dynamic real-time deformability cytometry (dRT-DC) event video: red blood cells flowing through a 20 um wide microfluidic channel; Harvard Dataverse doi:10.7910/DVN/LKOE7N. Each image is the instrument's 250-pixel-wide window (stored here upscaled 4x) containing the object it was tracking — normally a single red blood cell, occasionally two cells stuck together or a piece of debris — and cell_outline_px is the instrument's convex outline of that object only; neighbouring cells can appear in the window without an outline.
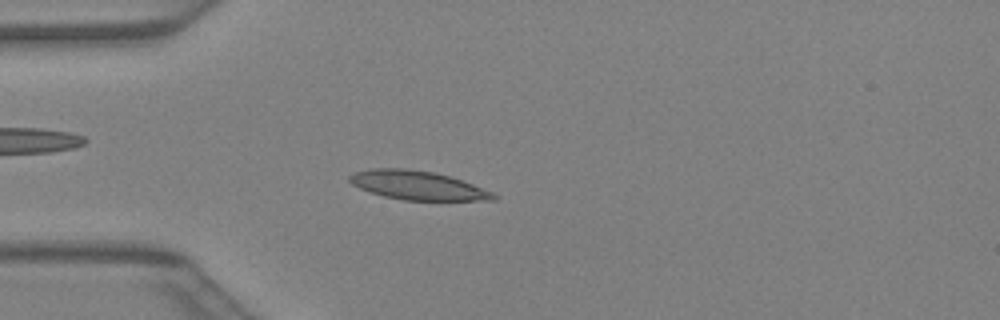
{"species": "Egyptian fruit bat (a non-hibernating species)", "species_latin": "Rousettus aegyptiacus", "temperature_condition": "warm", "stored_images_in_passage": 37, "camera_frame_rate_fps": 3000, "um_per_image_px": 0.085, "animal": {"sex": "female"}, "frame": {"image": 1, "passage_image": 11, "time_ms": 3.333, "image_size_px": [1000, 320], "cell_outline_px": [[496, 200], [404, 200], [384, 196], [360, 188], [352, 184], [348, 180], [348, 176], [352, 172], [372, 168], [408, 168], [432, 172], [452, 176], [492, 192], [496, 196]], "centroid_in_image_um": [35.46, 15.74], "position_along_channel_um": 49.5, "area_um2": 24.16}}
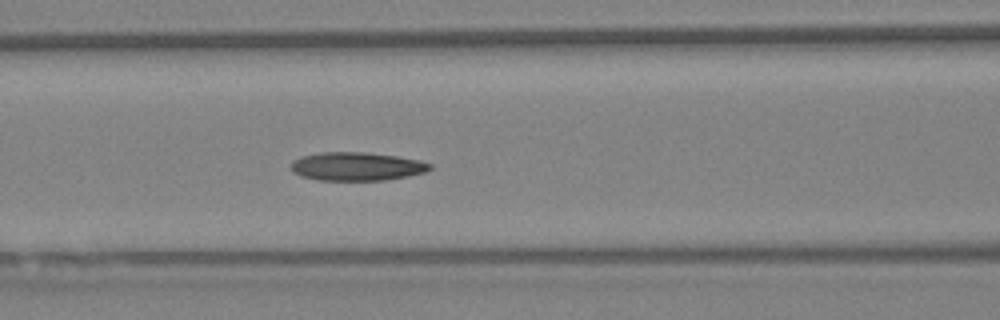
{"frame": {"image": 2, "passage_image": 17, "time_ms": 5.333, "image_size_px": [1000, 320], "cell_outline_px": [[432, 168], [424, 172], [408, 176], [384, 180], [316, 180], [300, 176], [292, 172], [292, 160], [304, 156], [324, 152], [364, 152], [396, 156], [420, 160], [432, 164]], "centroid_in_image_um": [30.32, 14.15], "position_along_channel_um": 136.3, "area_um2": 22.95}}
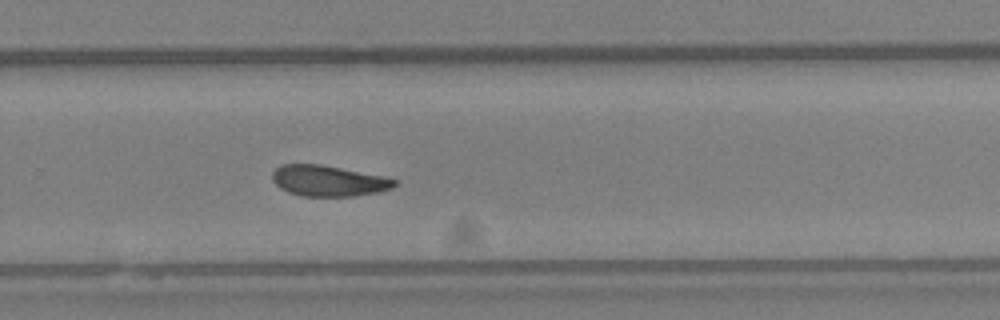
{"frame": {"image": 3, "passage_image": 27, "time_ms": 8.667, "image_size_px": [1000, 320], "cell_outline_px": [[396, 184], [392, 188], [380, 192], [352, 196], [300, 196], [288, 192], [280, 188], [272, 180], [272, 172], [280, 164], [320, 164], [384, 176], [396, 180]], "centroid_in_image_um": [27.89, 15.37], "position_along_channel_um": 301.9, "area_um2": 22.02}}